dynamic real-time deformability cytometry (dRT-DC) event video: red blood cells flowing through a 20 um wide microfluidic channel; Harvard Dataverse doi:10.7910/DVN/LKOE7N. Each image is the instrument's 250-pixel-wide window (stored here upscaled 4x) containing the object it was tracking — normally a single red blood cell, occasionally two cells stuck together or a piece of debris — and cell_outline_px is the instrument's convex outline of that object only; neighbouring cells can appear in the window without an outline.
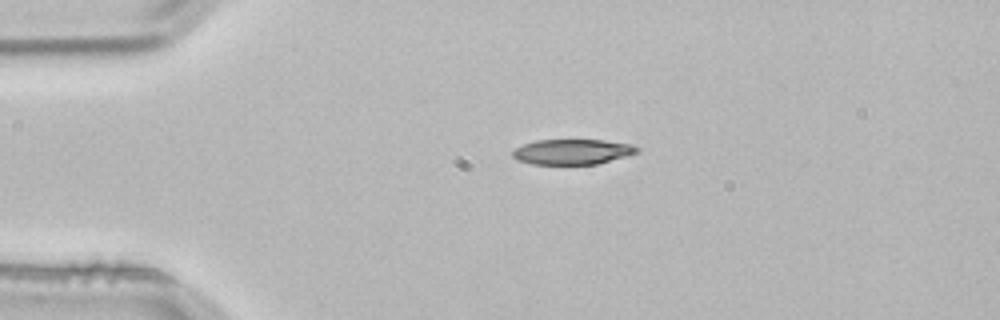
{"species": "common noctule bat (a hibernating species)", "species_latin": "Nyctalus noctula", "temperature_condition": "room temperature", "stored_images_in_passage": 2, "camera_frame_rate_fps": 3000, "um_per_image_px": 0.085, "animal": {"sex": "male", "body_mass_g": 21.5, "forearm_length_mm": 52.0}, "frame": {"image": 1, "passage_image": 2, "time_ms": 0.333, "image_size_px": [1000, 320], "cell_outline_px": [[640, 152], [628, 156], [596, 164], [532, 164], [516, 160], [512, 156], [512, 152], [516, 148], [524, 144], [536, 140], [604, 140], [632, 144], [640, 148]], "centroid_in_image_um": [48.69, 12.9], "position_along_channel_um": 36.3, "area_um2": 18.44}}